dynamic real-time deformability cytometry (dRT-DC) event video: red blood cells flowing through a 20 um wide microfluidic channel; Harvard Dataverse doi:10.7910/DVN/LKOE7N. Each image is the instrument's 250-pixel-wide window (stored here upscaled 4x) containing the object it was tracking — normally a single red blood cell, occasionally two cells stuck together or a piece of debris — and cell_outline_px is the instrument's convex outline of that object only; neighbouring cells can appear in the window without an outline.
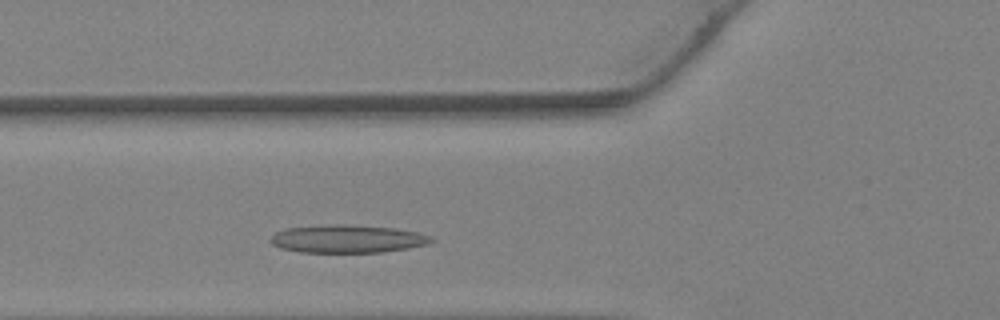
{"species": "Egyptian fruit bat (a non-hibernating species)", "species_latin": "Rousettus aegyptiacus", "temperature_condition": "warm", "stored_images_in_passage": 19, "camera_frame_rate_fps": 3000, "um_per_image_px": 0.085, "animal": {"sex": "female"}, "frame": {"image": 1, "passage_image": 3, "time_ms": 0.667, "image_size_px": [1000, 320], "cell_outline_px": [[436, 240], [428, 244], [408, 248], [384, 252], [300, 252], [280, 248], [272, 244], [268, 240], [276, 232], [284, 228], [336, 224], [348, 224], [396, 228], [416, 232], [432, 236]], "centroid_in_image_um": [29.54, 20.3], "position_along_channel_um": 96.3, "area_um2": 26.36}}
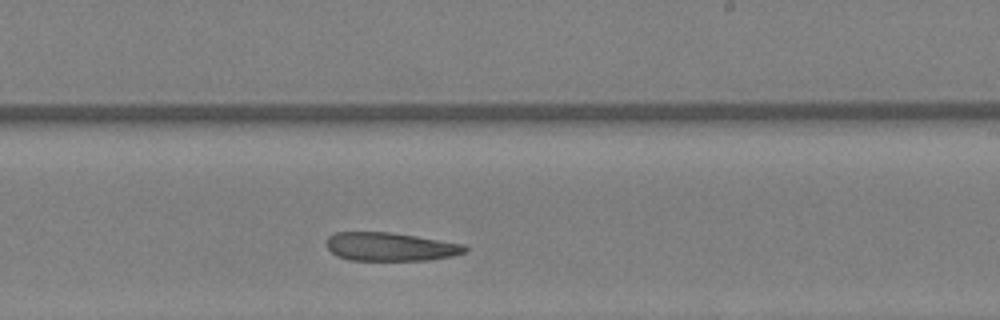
{"frame": {"image": 2, "passage_image": 12, "time_ms": 3.667, "image_size_px": [1000, 320], "cell_outline_px": [[468, 252], [452, 256], [428, 260], [348, 260], [336, 256], [328, 248], [328, 236], [336, 232], [392, 232], [464, 244], [468, 248]], "centroid_in_image_um": [33.2, 20.97], "position_along_channel_um": 255.8, "area_um2": 23.0}}
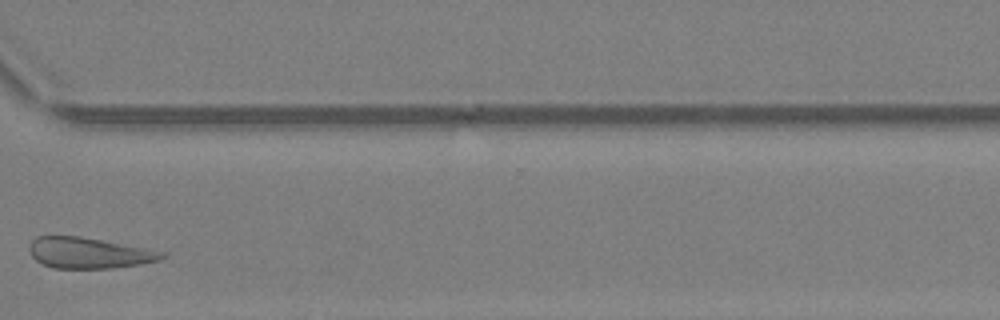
{"frame": {"image": 3, "passage_image": 18, "time_ms": 5.667, "image_size_px": [1000, 320], "cell_outline_px": [[164, 256], [160, 260], [140, 264], [112, 268], [52, 268], [36, 260], [32, 256], [28, 248], [28, 244], [36, 236], [80, 236], [144, 248], [164, 252]], "centroid_in_image_um": [7.5, 21.5], "position_along_channel_um": 363.1, "area_um2": 23.64}}